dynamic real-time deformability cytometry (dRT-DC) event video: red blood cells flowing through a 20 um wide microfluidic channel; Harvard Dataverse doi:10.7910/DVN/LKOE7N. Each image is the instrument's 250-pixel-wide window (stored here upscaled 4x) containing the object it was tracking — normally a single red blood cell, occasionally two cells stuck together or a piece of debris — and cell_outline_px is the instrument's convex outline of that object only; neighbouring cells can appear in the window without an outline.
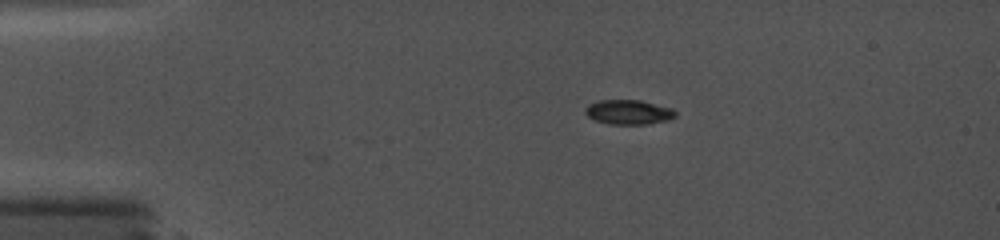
{"species": "common noctule bat (a hibernating species)", "species_latin": "Nyctalus noctula", "temperature_condition": "cold", "stored_images_in_passage": 58, "camera_frame_rate_fps": 5000, "um_per_image_px": 0.085, "animal": {"sex": "female", "body_mass_g": 19.0, "forearm_length_mm": 56.7}, "frame": {"image": 1, "passage_image": 1, "time_ms": 0.0, "image_size_px": [1000, 240], "cell_outline_px": [[676, 116], [668, 120], [648, 124], [608, 124], [596, 120], [588, 116], [584, 112], [584, 108], [588, 104], [600, 100], [640, 100], [672, 108], [676, 112]], "centroid_in_image_um": [53.42, 9.53], "position_along_channel_um": 31.6, "area_um2": 12.95}}
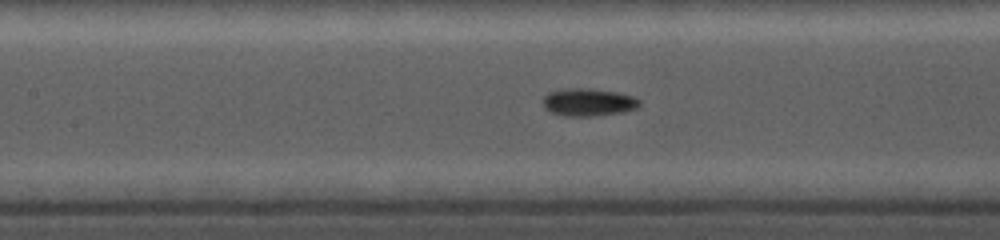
{"frame": {"image": 2, "passage_image": 44, "time_ms": 4.8, "image_size_px": [1000, 240], "cell_outline_px": [[640, 104], [636, 108], [624, 112], [592, 116], [564, 116], [552, 112], [544, 108], [544, 96], [548, 92], [564, 88], [588, 88], [616, 92], [632, 96], [640, 100]], "centroid_in_image_um": [50.0, 8.68], "position_along_channel_um": 157.4, "area_um2": 15.55}}
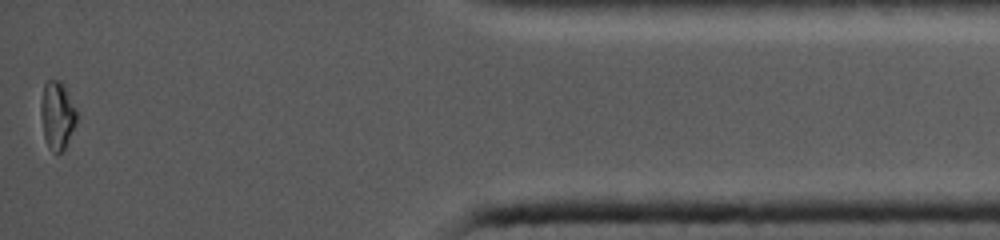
{"frame": {"image": 3, "passage_image": 58, "time_ms": 13.0, "image_size_px": [1000, 240], "cell_outline_px": [[76, 124], [64, 148], [60, 152], [52, 152], [48, 148], [44, 136], [40, 116], [40, 100], [44, 84], [48, 80], [60, 80], [64, 84], [76, 108]], "centroid_in_image_um": [4.84, 9.77], "position_along_channel_um": 430.4, "area_um2": 14.33}}